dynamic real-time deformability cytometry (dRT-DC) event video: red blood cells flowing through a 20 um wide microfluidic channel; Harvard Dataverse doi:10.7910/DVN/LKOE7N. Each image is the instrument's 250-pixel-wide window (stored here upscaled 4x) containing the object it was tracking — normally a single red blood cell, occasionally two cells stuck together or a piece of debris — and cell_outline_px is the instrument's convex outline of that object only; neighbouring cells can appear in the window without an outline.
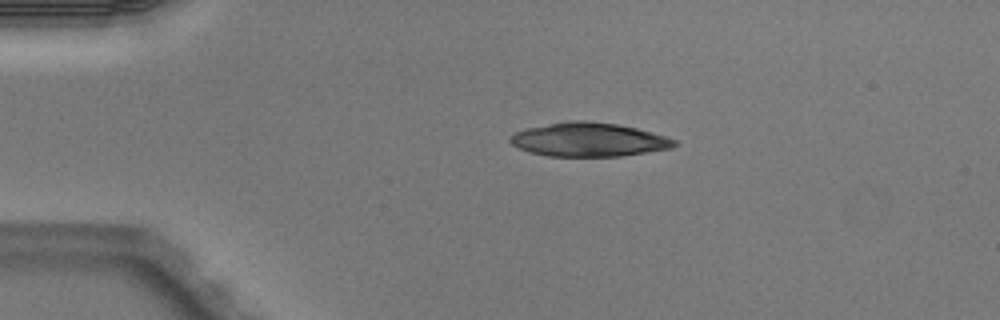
{"species": "Egyptian fruit bat (a non-hibernating species)", "species_latin": "Rousettus aegyptiacus", "temperature_condition": "warm", "stored_images_in_passage": 3, "camera_frame_rate_fps": 3000, "um_per_image_px": 0.085, "animal": {"sex": "male"}, "frame": {"image": 1, "passage_image": 2, "time_ms": 0.333, "image_size_px": [1000, 320], "cell_outline_px": [[680, 144], [672, 148], [620, 156], [548, 156], [528, 152], [512, 144], [508, 140], [508, 136], [516, 132], [528, 128], [568, 120], [584, 120], [620, 124], [652, 132], [676, 140]], "centroid_in_image_um": [50.05, 11.86], "position_along_channel_um": 35.0, "area_um2": 32.43}}